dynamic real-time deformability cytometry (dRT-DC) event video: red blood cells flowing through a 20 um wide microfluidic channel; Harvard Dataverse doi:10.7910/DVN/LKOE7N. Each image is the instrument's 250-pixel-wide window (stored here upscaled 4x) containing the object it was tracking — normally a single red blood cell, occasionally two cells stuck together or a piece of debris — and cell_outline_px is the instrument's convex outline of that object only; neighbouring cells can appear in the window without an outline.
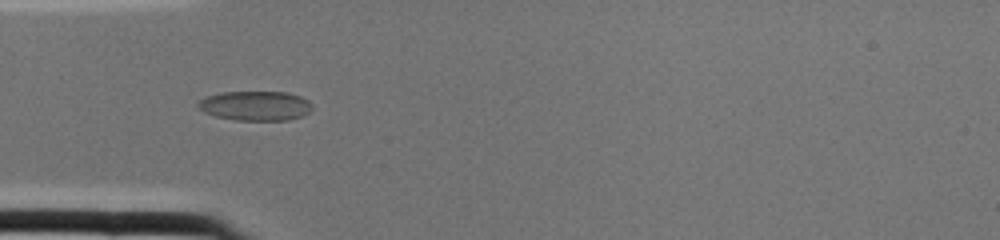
{"species": "common noctule bat (a hibernating species)", "species_latin": "Nyctalus noctula", "temperature_condition": "cold", "stored_images_in_passage": 2, "camera_frame_rate_fps": 3000, "um_per_image_px": 0.085, "animal": {"sex": "female", "body_mass_g": 22.0, "forearm_length_mm": 56.7}, "frame": {"image": 1, "passage_image": 2, "time_ms": 0.333, "image_size_px": [1000, 240], "cell_outline_px": [[312, 108], [304, 116], [288, 120], [236, 120], [216, 116], [204, 112], [196, 108], [196, 100], [204, 96], [220, 92], [288, 92], [300, 96], [308, 100], [312, 104]], "centroid_in_image_um": [21.66, 8.98], "position_along_channel_um": 63.3, "area_um2": 20.0}}